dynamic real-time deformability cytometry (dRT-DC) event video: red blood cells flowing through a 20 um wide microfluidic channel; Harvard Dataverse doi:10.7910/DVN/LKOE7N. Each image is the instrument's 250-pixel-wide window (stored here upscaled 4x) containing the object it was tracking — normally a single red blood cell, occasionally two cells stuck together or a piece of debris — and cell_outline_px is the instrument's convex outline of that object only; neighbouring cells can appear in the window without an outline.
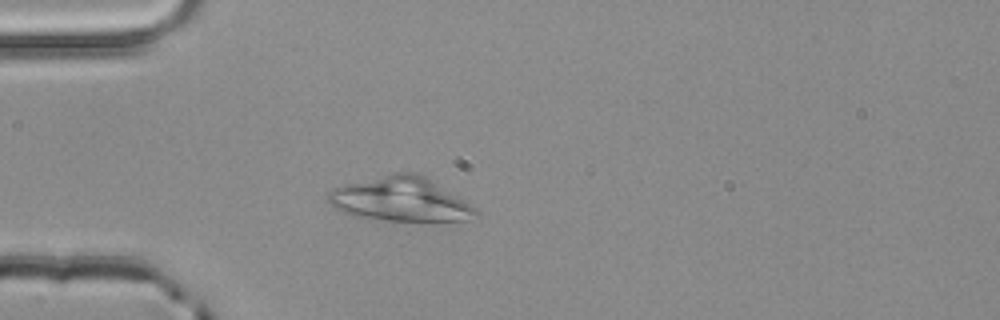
{"species": "common noctule bat (a hibernating species)", "species_latin": "Nyctalus noctula", "temperature_condition": "room temperature", "stored_images_in_passage": 2, "camera_frame_rate_fps": 3000, "um_per_image_px": 0.085, "animal": {"sex": "male", "body_mass_g": 20.4}, "frame": {"image": 1, "passage_image": 2, "time_ms": 0.333, "image_size_px": [1000, 320], "cell_outline_px": [[480, 212], [464, 220], [440, 224], [388, 220], [364, 216], [344, 212], [332, 208], [328, 204], [328, 192], [332, 188], [344, 184], [392, 172], [416, 172], [424, 176], [476, 208]], "centroid_in_image_um": [34.05, 16.96], "position_along_channel_um": 51.0, "area_um2": 38.32}}